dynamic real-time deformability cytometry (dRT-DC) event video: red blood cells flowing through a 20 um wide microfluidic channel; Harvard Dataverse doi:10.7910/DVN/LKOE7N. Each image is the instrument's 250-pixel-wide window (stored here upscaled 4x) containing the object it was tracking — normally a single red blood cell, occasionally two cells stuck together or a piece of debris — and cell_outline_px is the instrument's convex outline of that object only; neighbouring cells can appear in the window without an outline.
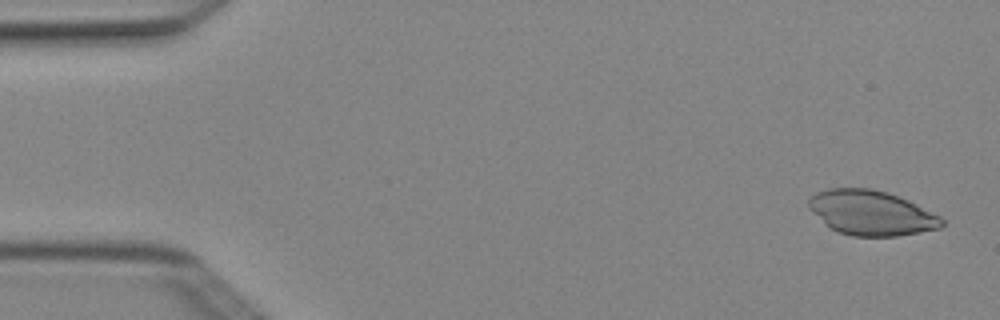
{"species": "Egyptian fruit bat (a non-hibernating species)", "species_latin": "Rousettus aegyptiacus", "temperature_condition": "cold", "stored_images_in_passage": 4, "camera_frame_rate_fps": 3000, "um_per_image_px": 0.085, "animal": {"sex": "female"}, "frame": {"image": 1, "passage_image": 1, "time_ms": 0.0, "image_size_px": [1000, 320], "cell_outline_px": [[944, 224], [940, 228], [920, 232], [896, 236], [852, 236], [840, 232], [832, 228], [808, 208], [808, 200], [816, 192], [828, 188], [872, 188], [888, 192], [908, 200], [940, 216], [944, 220]], "centroid_in_image_um": [74.07, 18.08], "position_along_channel_um": 10.9, "area_um2": 34.51}}